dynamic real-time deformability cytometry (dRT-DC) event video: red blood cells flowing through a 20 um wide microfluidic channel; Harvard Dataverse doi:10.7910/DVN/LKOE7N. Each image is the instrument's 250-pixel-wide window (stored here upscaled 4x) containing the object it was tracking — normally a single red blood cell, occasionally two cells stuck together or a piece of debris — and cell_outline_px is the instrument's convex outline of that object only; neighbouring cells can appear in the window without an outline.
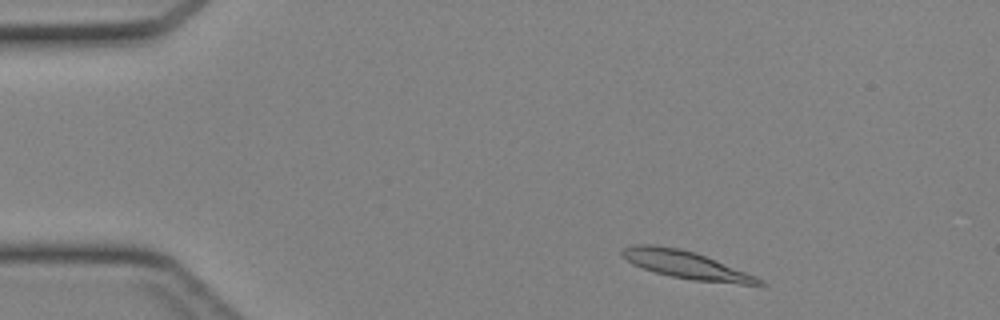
{"species": "Egyptian fruit bat (a non-hibernating species)", "species_latin": "Rousettus aegyptiacus", "temperature_condition": "cold", "stored_images_in_passage": 41, "camera_frame_rate_fps": 3000, "um_per_image_px": 0.085, "animal": {"sex": "female"}, "frame": {"image": 1, "passage_image": 3, "time_ms": 0.667, "image_size_px": [1000, 320], "cell_outline_px": [[768, 284], [764, 288], [692, 280], [672, 276], [656, 272], [632, 264], [620, 252], [624, 248], [636, 244], [652, 244], [680, 248], [696, 252], [756, 276], [764, 280]], "centroid_in_image_um": [58.5, 22.56], "position_along_channel_um": 26.5, "area_um2": 22.6}}
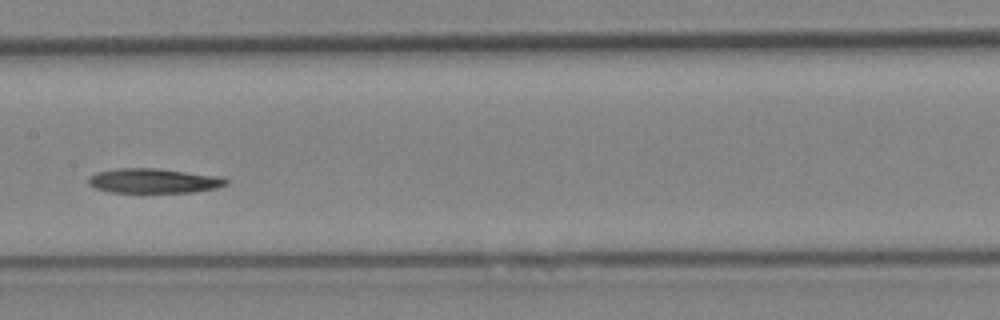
{"frame": {"image": 2, "passage_image": 19, "time_ms": 6.0, "image_size_px": [1000, 320], "cell_outline_px": [[228, 184], [216, 188], [196, 192], [112, 192], [96, 188], [88, 184], [88, 176], [96, 172], [120, 168], [156, 168], [220, 176], [228, 180]], "centroid_in_image_um": [13.07, 15.36], "position_along_channel_um": 194.3, "area_um2": 19.77}}
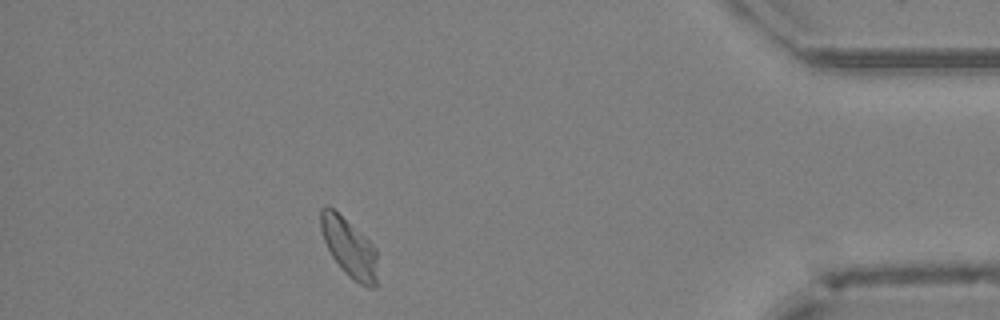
{"frame": {"image": 3, "passage_image": 36, "time_ms": 11.667, "image_size_px": [1000, 320], "cell_outline_px": [[376, 288], [368, 288], [352, 280], [344, 272], [332, 256], [324, 240], [320, 228], [320, 208], [324, 204], [328, 204], [364, 236], [376, 248]], "centroid_in_image_um": [29.66, 21.04], "position_along_channel_um": 405.5, "area_um2": 19.36}}